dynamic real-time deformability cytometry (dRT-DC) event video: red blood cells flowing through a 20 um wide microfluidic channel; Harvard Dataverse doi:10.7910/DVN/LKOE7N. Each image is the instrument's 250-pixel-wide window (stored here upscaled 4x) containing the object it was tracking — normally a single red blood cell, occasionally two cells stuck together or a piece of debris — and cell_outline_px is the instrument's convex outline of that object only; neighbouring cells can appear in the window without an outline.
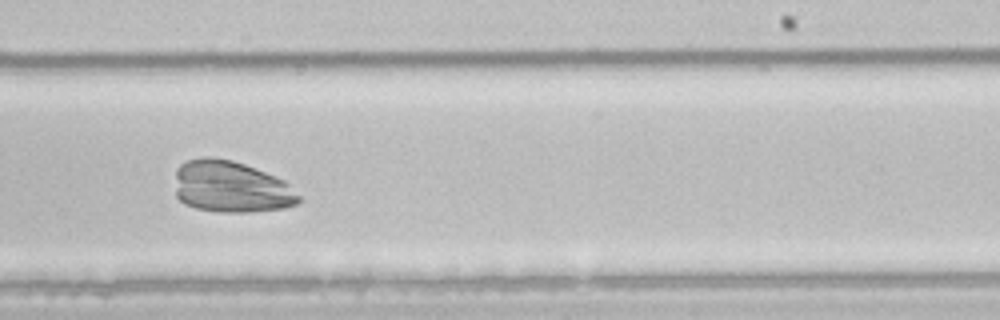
{"species": "common noctule bat (a hibernating species)", "species_latin": "Nyctalus noctula", "temperature_condition": "room temperature", "stored_images_in_passage": 50, "camera_frame_rate_fps": 3000, "um_per_image_px": 0.085, "animal": {"sex": "male", "body_mass_g": 21.5, "forearm_length_mm": 52.0}, "frame": {"image": 1, "passage_image": 31, "time_ms": 10.0, "image_size_px": [1000, 320], "cell_outline_px": [[300, 200], [296, 204], [284, 208], [248, 212], [220, 212], [196, 208], [184, 204], [176, 196], [176, 168], [180, 164], [188, 160], [200, 156], [212, 156], [232, 160], [244, 164], [284, 180], [300, 196]], "centroid_in_image_um": [19.6, 15.87], "position_along_channel_um": 269.4, "area_um2": 37.34}}
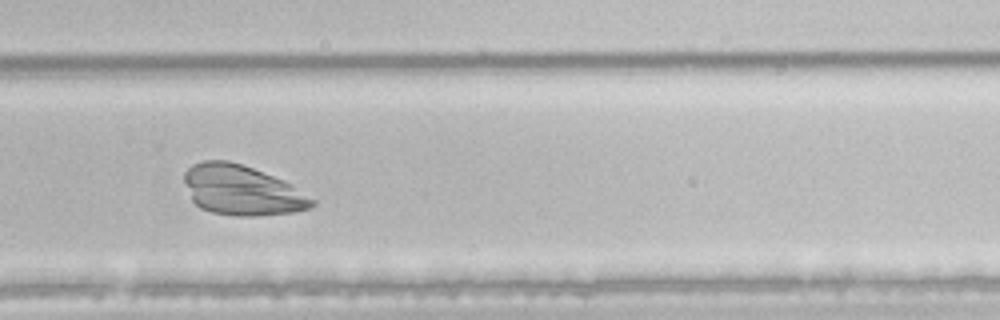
{"frame": {"image": 2, "passage_image": 34, "time_ms": 11.0, "image_size_px": [1000, 320], "cell_outline_px": [[316, 204], [312, 208], [296, 212], [256, 216], [240, 216], [212, 212], [200, 208], [192, 200], [184, 180], [184, 172], [192, 164], [204, 160], [228, 160], [252, 168], [284, 180], [316, 200]], "centroid_in_image_um": [20.58, 16.18], "position_along_channel_um": 309.2, "area_um2": 37.22}}